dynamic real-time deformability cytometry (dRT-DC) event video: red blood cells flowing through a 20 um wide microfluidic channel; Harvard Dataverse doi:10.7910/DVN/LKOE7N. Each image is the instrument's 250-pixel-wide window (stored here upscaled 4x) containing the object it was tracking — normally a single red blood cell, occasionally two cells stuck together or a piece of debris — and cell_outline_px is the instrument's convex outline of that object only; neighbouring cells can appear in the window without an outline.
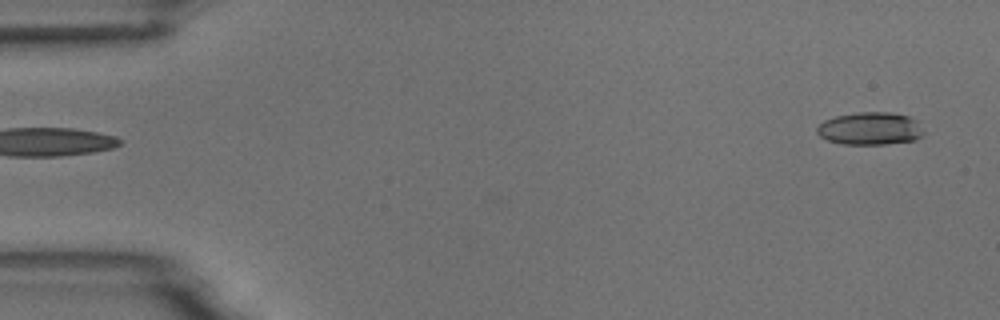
{"species": "common noctule bat (a hibernating species)", "species_latin": "Nyctalus noctula", "temperature_condition": "room temperature", "stored_images_in_passage": 6, "segment_of_instrument_passage": [2, 2], "camera_frame_rate_fps": 3000, "um_per_image_px": 0.085, "animal": {"sex": "male", "body_mass_g": 18.8}, "frame": {"image": 1, "passage_image": 6, "time_ms": 5.667, "image_size_px": [1000, 320], "cell_outline_px": [[924, 132], [916, 140], [888, 144], [844, 144], [828, 140], [820, 136], [816, 132], [816, 128], [824, 120], [836, 116], [856, 112], [888, 112], [908, 116], [916, 120]], "centroid_in_image_um": [73.95, 10.93], "position_along_channel_um": 11.0, "area_um2": 20.29}}